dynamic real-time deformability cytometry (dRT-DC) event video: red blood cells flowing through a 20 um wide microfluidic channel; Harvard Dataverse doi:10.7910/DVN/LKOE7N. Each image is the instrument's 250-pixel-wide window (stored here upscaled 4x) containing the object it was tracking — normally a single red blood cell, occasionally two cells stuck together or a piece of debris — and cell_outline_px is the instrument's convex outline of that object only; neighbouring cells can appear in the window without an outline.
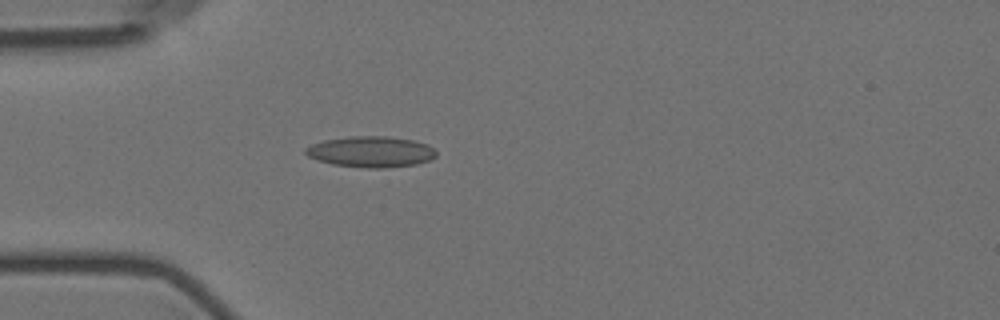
{"species": "Egyptian fruit bat (a non-hibernating species)", "species_latin": "Rousettus aegyptiacus", "temperature_condition": "room temperature", "stored_images_in_passage": 1, "camera_frame_rate_fps": 3000, "um_per_image_px": 0.085, "animal": {"sex": "female"}, "frame": {"image": 1, "passage_image": 1, "time_ms": 0.0, "image_size_px": [1000, 320], "cell_outline_px": [[436, 156], [432, 160], [416, 164], [384, 168], [368, 168], [332, 164], [316, 160], [308, 156], [304, 152], [304, 148], [312, 144], [324, 140], [348, 136], [384, 136], [412, 140], [428, 144], [436, 152]], "centroid_in_image_um": [31.51, 12.9], "position_along_channel_um": 53.5, "area_um2": 23.64}}